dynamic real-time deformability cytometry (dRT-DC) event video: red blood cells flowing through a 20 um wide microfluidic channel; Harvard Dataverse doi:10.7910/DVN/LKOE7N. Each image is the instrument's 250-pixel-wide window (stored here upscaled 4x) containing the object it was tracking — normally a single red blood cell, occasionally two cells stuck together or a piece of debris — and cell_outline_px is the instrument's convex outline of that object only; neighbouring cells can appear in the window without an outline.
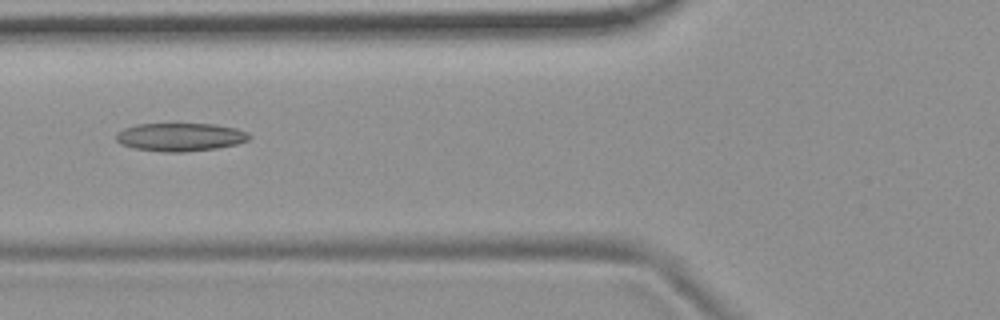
{"species": "common noctule bat (a hibernating species)", "species_latin": "Nyctalus noctula", "temperature_condition": "room temperature", "stored_images_in_passage": 6, "camera_frame_rate_fps": 3000, "um_per_image_px": 0.085, "animal": {"sex": "female", "body_mass_g": 19.9}, "frame": {"image": 1, "passage_image": 2, "time_ms": 1.0, "image_size_px": [1000, 320], "cell_outline_px": [[252, 136], [248, 140], [236, 144], [216, 148], [184, 152], [164, 152], [132, 148], [120, 144], [116, 140], [116, 132], [124, 128], [136, 124], [216, 124], [236, 128], [248, 132]], "centroid_in_image_um": [15.31, 11.64], "position_along_channel_um": 110.5, "area_um2": 22.02}}
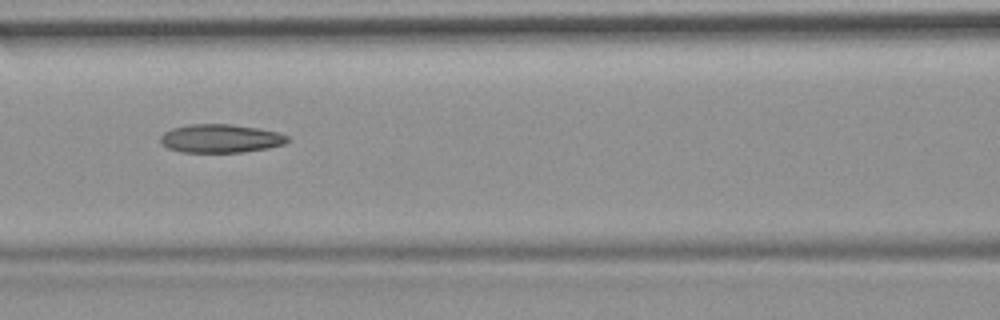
{"frame": {"image": 2, "passage_image": 3, "time_ms": 2.0, "image_size_px": [1000, 320], "cell_outline_px": [[292, 140], [284, 144], [268, 148], [244, 152], [180, 152], [168, 148], [160, 144], [160, 136], [164, 132], [172, 128], [188, 124], [232, 124], [256, 128], [276, 132], [288, 136]], "centroid_in_image_um": [18.73, 11.77], "position_along_channel_um": 147.9, "area_um2": 21.21}}
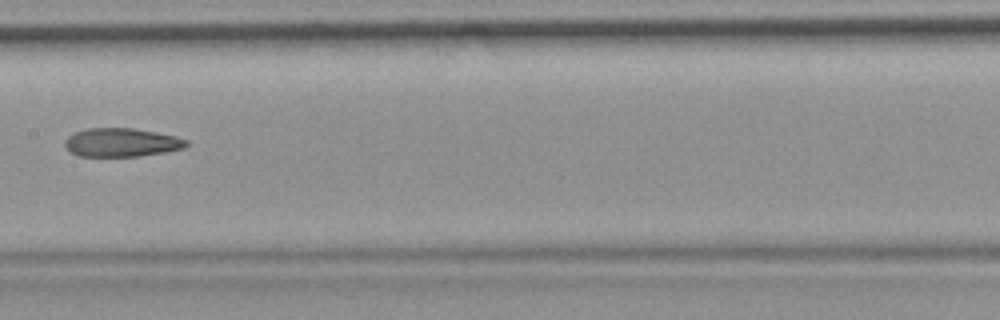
{"frame": {"image": 3, "passage_image": 4, "time_ms": 3.333, "image_size_px": [1000, 320], "cell_outline_px": [[188, 144], [184, 148], [164, 152], [140, 156], [80, 156], [68, 152], [64, 144], [68, 136], [76, 132], [88, 128], [132, 128], [156, 132], [176, 136], [188, 140]], "centroid_in_image_um": [10.33, 12.11], "position_along_channel_um": 197.1, "area_um2": 20.23}}